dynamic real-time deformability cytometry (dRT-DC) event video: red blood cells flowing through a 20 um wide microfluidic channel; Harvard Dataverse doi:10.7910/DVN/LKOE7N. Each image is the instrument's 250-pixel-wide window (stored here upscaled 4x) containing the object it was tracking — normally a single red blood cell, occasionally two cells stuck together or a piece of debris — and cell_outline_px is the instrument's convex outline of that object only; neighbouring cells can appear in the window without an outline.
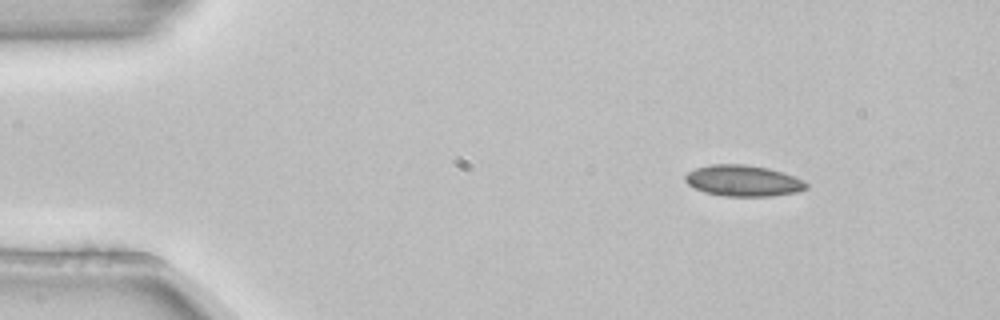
{"species": "common noctule bat (a hibernating species)", "species_latin": "Nyctalus noctula", "temperature_condition": "room temperature", "stored_images_in_passage": 3, "camera_frame_rate_fps": 3000, "um_per_image_px": 0.085, "animal": {"sex": "female", "body_mass_g": 22.7, "forearm_length_mm": 54.2}, "frame": {"image": 1, "passage_image": 1, "time_ms": 0.0, "image_size_px": [1000, 320], "cell_outline_px": [[808, 188], [796, 192], [772, 196], [724, 196], [704, 192], [688, 184], [684, 180], [684, 176], [688, 172], [696, 168], [708, 164], [744, 164], [768, 168], [804, 180], [808, 184]], "centroid_in_image_um": [63.15, 15.36], "position_along_channel_um": 21.9, "area_um2": 21.91}}
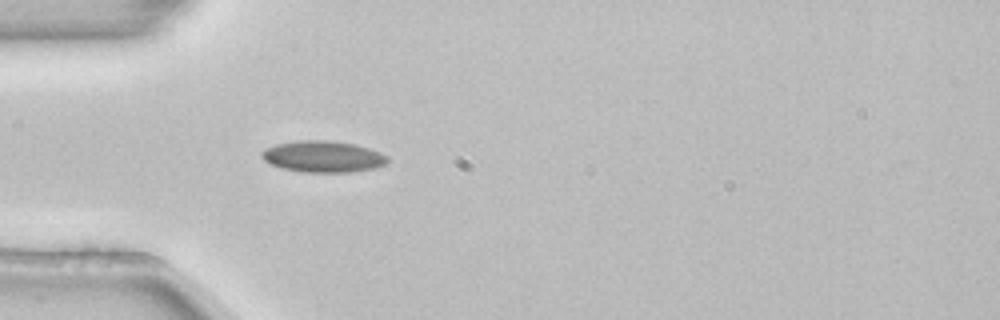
{"frame": {"image": 2, "passage_image": 3, "time_ms": 0.667, "image_size_px": [1000, 320], "cell_outline_px": [[388, 164], [372, 168], [352, 172], [304, 172], [280, 168], [268, 164], [260, 156], [260, 152], [264, 148], [276, 144], [296, 140], [328, 140], [356, 144], [380, 152], [388, 156]], "centroid_in_image_um": [27.42, 13.3], "position_along_channel_um": 57.6, "area_um2": 23.35}}